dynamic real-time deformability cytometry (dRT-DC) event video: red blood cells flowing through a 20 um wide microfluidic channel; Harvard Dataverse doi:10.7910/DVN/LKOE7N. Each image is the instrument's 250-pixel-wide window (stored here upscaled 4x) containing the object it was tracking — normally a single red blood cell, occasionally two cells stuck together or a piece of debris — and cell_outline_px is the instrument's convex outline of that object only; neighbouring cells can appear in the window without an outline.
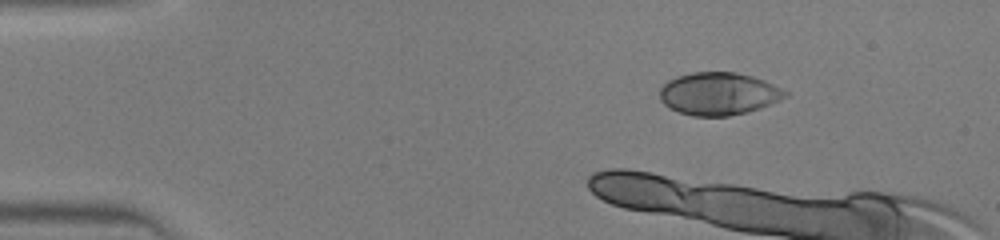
{"species": "human", "species_latin": "Homo sapiens", "temperature_condition": "warm", "stored_images_in_passage": 8, "camera_frame_rate_fps": 3000, "um_per_image_px": 0.085, "donor": {"sex": "male"}, "frame": {"image": 1, "passage_image": 1, "time_ms": 0.0, "image_size_px": [1000, 240], "cell_outline_px": [[788, 96], [780, 100], [760, 108], [748, 112], [728, 116], [692, 116], [680, 112], [664, 104], [660, 100], [660, 88], [668, 80], [676, 76], [692, 72], [736, 72], [752, 76], [764, 80], [788, 92]], "centroid_in_image_um": [61.08, 7.96], "position_along_channel_um": 23.9, "area_um2": 31.15}}